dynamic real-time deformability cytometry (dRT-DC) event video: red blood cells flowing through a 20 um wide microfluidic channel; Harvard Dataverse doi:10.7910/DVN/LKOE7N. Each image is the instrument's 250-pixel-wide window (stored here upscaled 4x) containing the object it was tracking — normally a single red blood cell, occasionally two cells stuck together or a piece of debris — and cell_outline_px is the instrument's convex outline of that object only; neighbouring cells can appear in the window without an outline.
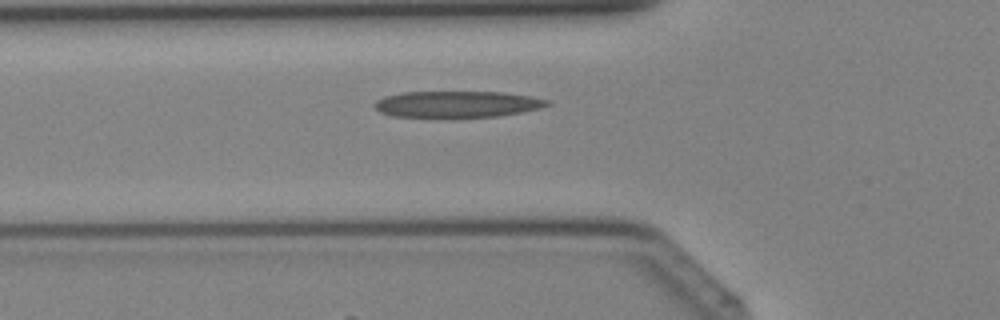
{"species": "Egyptian fruit bat (a non-hibernating species)", "species_latin": "Rousettus aegyptiacus", "temperature_condition": "cold", "stored_images_in_passage": 26, "camera_frame_rate_fps": 3000, "um_per_image_px": 0.085, "animal": {"sex": "female"}, "frame": {"image": 1, "passage_image": 3, "time_ms": 0.667, "image_size_px": [1000, 320], "cell_outline_px": [[552, 104], [540, 108], [500, 116], [392, 116], [380, 112], [372, 104], [376, 100], [384, 96], [400, 92], [504, 92], [532, 96], [552, 100]], "centroid_in_image_um": [38.89, 8.83], "position_along_channel_um": 86.9, "area_um2": 26.41}}
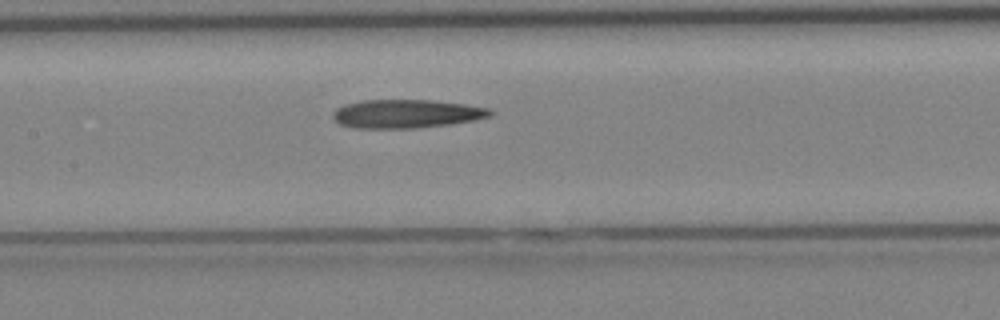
{"frame": {"image": 2, "passage_image": 8, "time_ms": 2.333, "image_size_px": [1000, 320], "cell_outline_px": [[496, 112], [492, 116], [476, 120], [448, 124], [416, 128], [352, 128], [340, 124], [332, 116], [332, 112], [336, 108], [344, 104], [360, 100], [432, 100], [464, 104], [492, 108]], "centroid_in_image_um": [34.57, 9.66], "position_along_channel_um": 172.8, "area_um2": 26.47}}
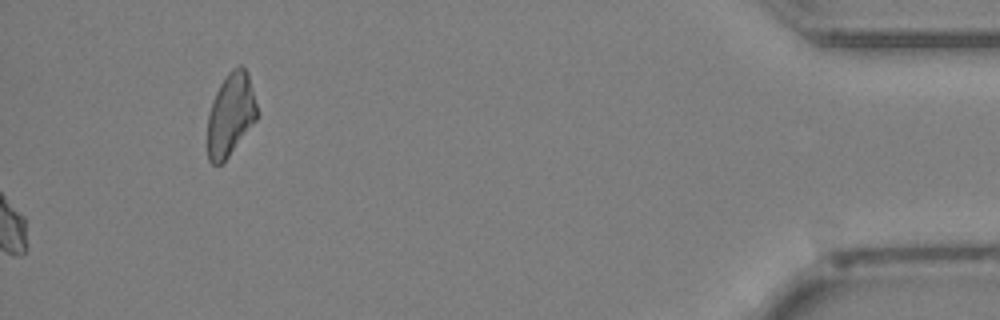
{"frame": {"image": 3, "passage_image": 26, "time_ms": 8.333, "image_size_px": [1000, 320], "cell_outline_px": [[260, 112], [256, 120], [228, 156], [220, 164], [212, 164], [208, 160], [208, 116], [212, 100], [220, 84], [228, 72], [232, 68], [240, 64], [248, 72]], "centroid_in_image_um": [19.63, 9.69], "position_along_channel_um": 415.6, "area_um2": 23.99}}